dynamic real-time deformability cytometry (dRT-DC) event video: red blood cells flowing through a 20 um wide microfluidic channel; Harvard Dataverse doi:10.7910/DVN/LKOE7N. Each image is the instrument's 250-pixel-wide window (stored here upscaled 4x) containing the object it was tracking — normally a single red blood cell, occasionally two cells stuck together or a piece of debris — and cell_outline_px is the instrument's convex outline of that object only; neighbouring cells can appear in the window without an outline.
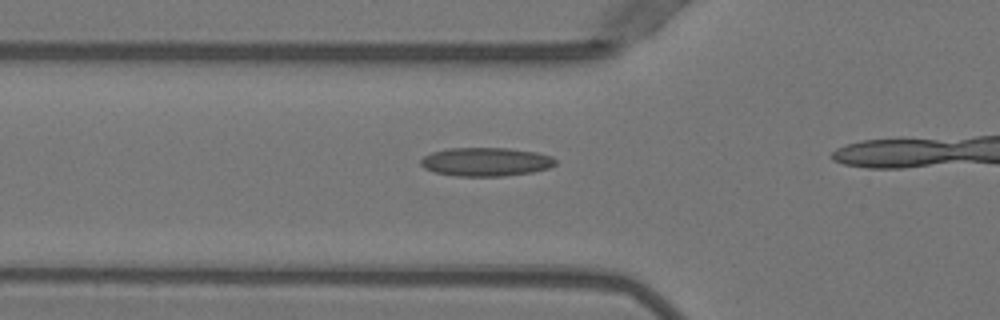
{"species": "Egyptian fruit bat (a non-hibernating species)", "species_latin": "Rousettus aegyptiacus", "temperature_condition": "warm", "stored_images_in_passage": 17, "camera_frame_rate_fps": 3000, "um_per_image_px": 0.085, "animal": {"sex": "female"}, "frame": {"image": 1, "passage_image": 12, "time_ms": 3.667, "image_size_px": [1000, 320], "cell_outline_px": [[556, 164], [548, 168], [532, 172], [504, 176], [456, 176], [436, 172], [424, 168], [420, 164], [420, 160], [424, 156], [432, 152], [448, 148], [508, 148], [536, 152], [552, 156], [556, 160]], "centroid_in_image_um": [41.3, 13.75], "position_along_channel_um": 84.5, "area_um2": 22.48}}
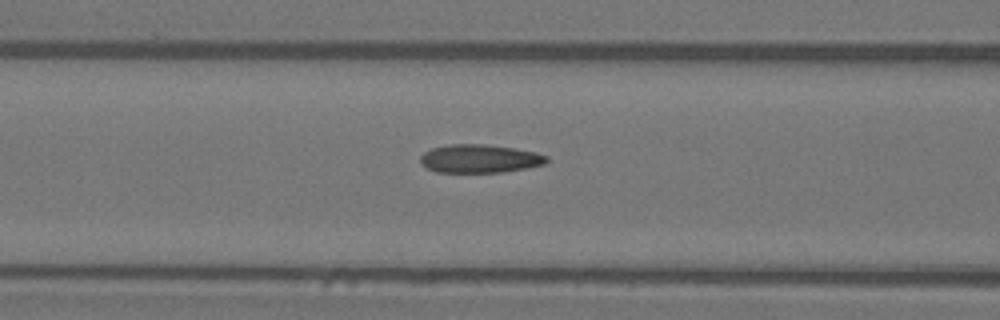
{"frame": {"image": 2, "passage_image": 15, "time_ms": 4.667, "image_size_px": [1000, 320], "cell_outline_px": [[548, 160], [544, 164], [524, 168], [500, 172], [436, 172], [428, 168], [420, 160], [420, 156], [424, 152], [432, 148], [448, 144], [484, 144], [512, 148], [536, 152], [548, 156]], "centroid_in_image_um": [40.76, 13.48], "position_along_channel_um": 125.8, "area_um2": 20.63}}